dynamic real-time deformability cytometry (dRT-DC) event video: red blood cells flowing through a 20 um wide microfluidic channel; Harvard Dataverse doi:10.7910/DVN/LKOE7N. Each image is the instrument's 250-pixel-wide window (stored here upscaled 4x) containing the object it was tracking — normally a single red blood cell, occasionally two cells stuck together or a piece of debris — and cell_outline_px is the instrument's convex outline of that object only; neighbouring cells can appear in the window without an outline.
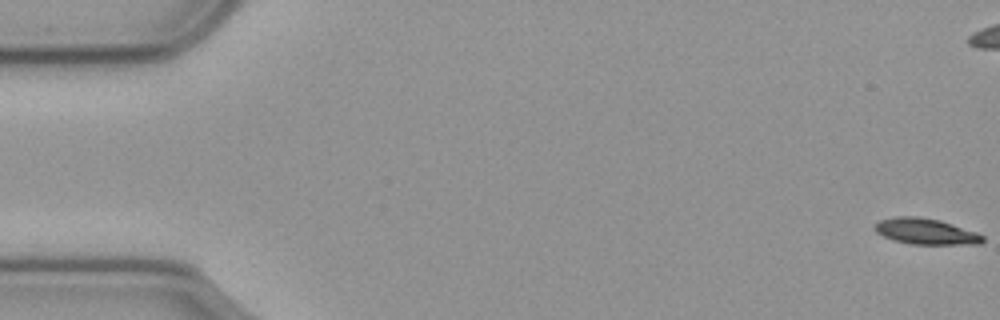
{"species": "common noctule bat (a hibernating species)", "species_latin": "Nyctalus noctula", "temperature_condition": "cold", "stored_images_in_passage": 59, "camera_frame_rate_fps": 3000, "um_per_image_px": 0.085, "animal": {"sex": "male", "body_mass_g": 23.1, "forearm_length_mm": 52.7}, "frame": {"image": 1, "passage_image": 1, "time_ms": 0.0, "image_size_px": [1000, 320], "cell_outline_px": [[984, 240], [980, 244], [912, 244], [896, 240], [884, 236], [876, 232], [872, 228], [880, 220], [896, 216], [920, 216], [940, 220], [976, 232], [984, 236]], "centroid_in_image_um": [78.69, 19.66], "position_along_channel_um": 6.3, "area_um2": 16.24}}
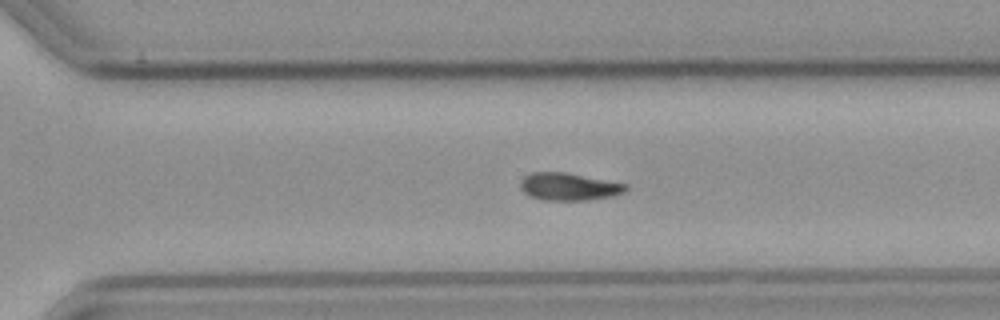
{"frame": {"image": 2, "passage_image": 40, "time_ms": 13.0, "image_size_px": [1000, 320], "cell_outline_px": [[628, 188], [624, 192], [612, 196], [584, 200], [544, 200], [528, 196], [520, 188], [520, 180], [524, 176], [532, 172], [564, 172], [628, 184]], "centroid_in_image_um": [48.32, 15.86], "position_along_channel_um": 322.3, "area_um2": 16.88}}
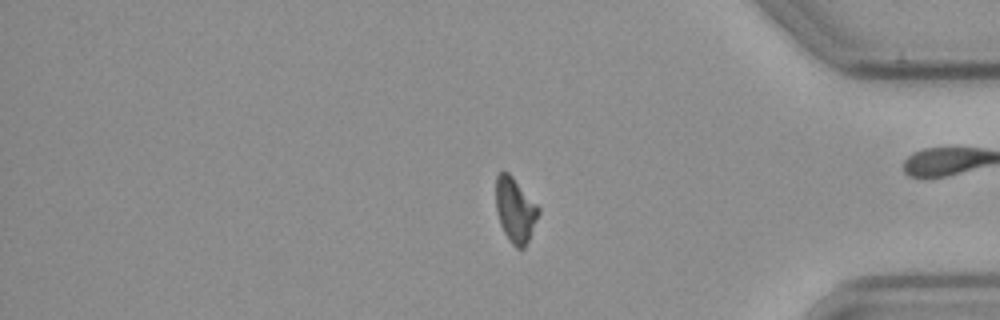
{"frame": {"image": 3, "passage_image": 48, "time_ms": 15.667, "image_size_px": [1000, 320], "cell_outline_px": [[540, 212], [528, 240], [524, 248], [516, 248], [508, 240], [500, 224], [496, 212], [496, 176], [500, 172], [508, 172], [512, 176], [540, 208]], "centroid_in_image_um": [43.78, 17.86], "position_along_channel_um": 391.4, "area_um2": 15.95}, "authors_computed_cell_mechanics": {"area_um2": 17.1088, "velocity_mm_per_s": 3.5794, "shape_relaxation_time_tau1_ms": 5.0499, "shape_relaxation_time_tau2_ms": null, "deformation_change_tau1": 0.1201, "deformation_change_tau2": null}}